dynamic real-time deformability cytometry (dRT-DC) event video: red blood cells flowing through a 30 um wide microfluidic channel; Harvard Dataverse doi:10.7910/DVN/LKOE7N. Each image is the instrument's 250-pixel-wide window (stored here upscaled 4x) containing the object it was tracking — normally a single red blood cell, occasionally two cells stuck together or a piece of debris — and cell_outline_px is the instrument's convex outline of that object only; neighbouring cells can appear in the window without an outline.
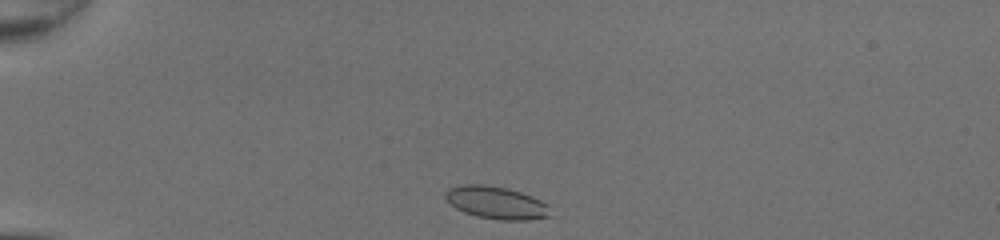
{"species": "common noctule bat (a hibernating species)", "species_latin": "Nyctalus noctula", "temperature_condition": "room temperature", "stored_images_in_passage": 32, "camera_frame_rate_fps": 3000, "um_per_image_px": 0.085, "animal": {"sex": "female", "body_mass_g": 20.0, "forearm_length_mm": 54.0}, "frame": {"image": 1, "passage_image": 1, "time_ms": 0.0, "image_size_px": [1000, 240], "cell_outline_px": [[552, 216], [528, 220], [500, 220], [476, 216], [464, 212], [456, 208], [444, 196], [444, 192], [448, 188], [464, 184], [484, 184], [508, 188], [532, 196], [548, 204]], "centroid_in_image_um": [42.2, 17.22], "position_along_channel_um": 42.8, "area_um2": 20.0}}
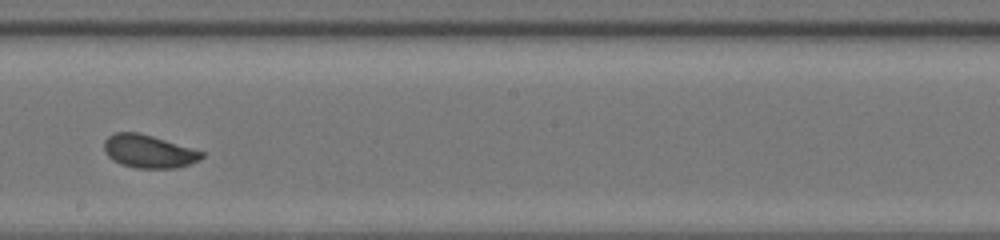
{"frame": {"image": 2, "passage_image": 18, "time_ms": 5.667, "image_size_px": [1000, 240], "cell_outline_px": [[204, 156], [200, 160], [176, 168], [136, 168], [120, 164], [112, 160], [104, 152], [104, 140], [108, 136], [116, 132], [140, 132], [204, 152]], "centroid_in_image_um": [12.61, 12.86], "position_along_channel_um": 235.6, "area_um2": 18.84}}
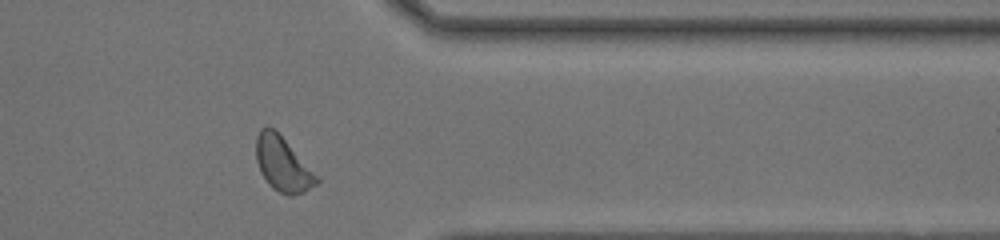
{"frame": {"image": 3, "passage_image": 29, "time_ms": 9.333, "image_size_px": [1000, 240], "cell_outline_px": [[320, 184], [304, 192], [292, 196], [288, 196], [272, 188], [268, 184], [260, 172], [256, 160], [256, 136], [260, 128], [268, 124], [320, 176]], "centroid_in_image_um": [24.06, 13.99], "position_along_channel_um": 387.3, "area_um2": 19.42}, "authors_computed_cell_mechanics": {"area_um2": 19.2185, "velocity_mm_per_s": 4.2863, "shape_relaxation_time_tau1_ms": 1.7312, "shape_relaxation_time_tau2_ms": 0.8515, "deformation_change_tau1": 0.0841, "deformation_change_tau2": 0.0449}}